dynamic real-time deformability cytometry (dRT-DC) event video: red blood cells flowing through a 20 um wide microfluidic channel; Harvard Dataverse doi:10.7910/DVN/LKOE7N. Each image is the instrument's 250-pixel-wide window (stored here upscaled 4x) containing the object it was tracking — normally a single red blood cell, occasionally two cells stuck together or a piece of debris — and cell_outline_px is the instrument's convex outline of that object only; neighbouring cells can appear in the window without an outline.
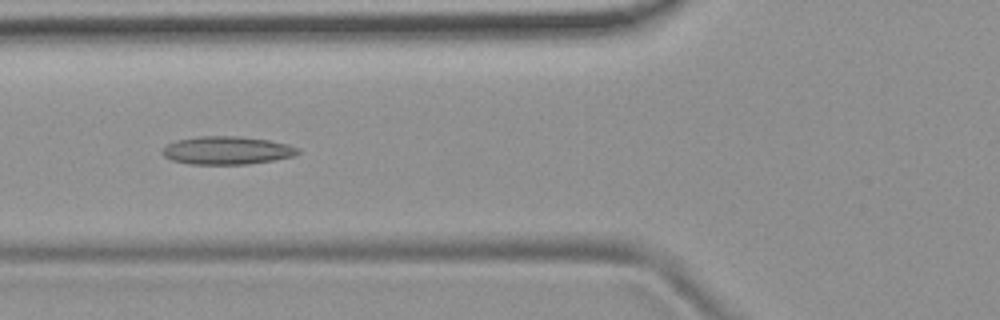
{"species": "common noctule bat (a hibernating species)", "species_latin": "Nyctalus noctula", "temperature_condition": "room temperature", "stored_images_in_passage": 43, "camera_frame_rate_fps": 3000, "um_per_image_px": 0.085, "animal": {"sex": "female", "body_mass_g": 19.9}, "frame": {"image": 1, "passage_image": 10, "time_ms": 3.0, "image_size_px": [1000, 320], "cell_outline_px": [[300, 152], [292, 156], [272, 160], [248, 164], [192, 164], [172, 160], [164, 156], [160, 152], [168, 144], [176, 140], [200, 136], [240, 136], [268, 140], [288, 144], [300, 148]], "centroid_in_image_um": [19.29, 12.78], "position_along_channel_um": 106.5, "area_um2": 22.08}}
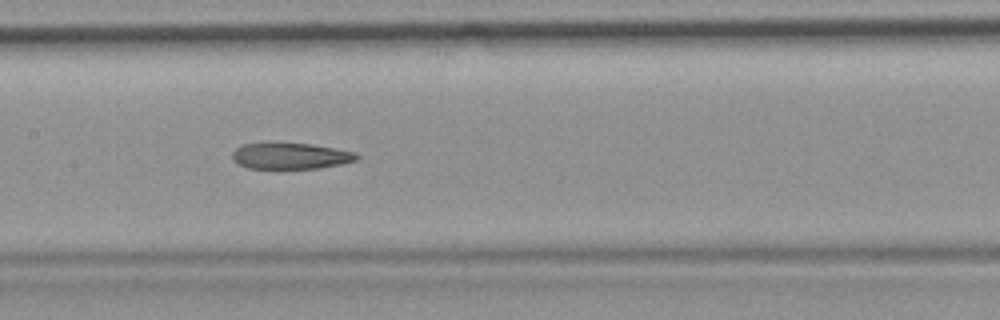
{"frame": {"image": 2, "passage_image": 16, "time_ms": 5.0, "image_size_px": [1000, 320], "cell_outline_px": [[360, 156], [356, 160], [344, 164], [320, 168], [276, 172], [248, 168], [232, 160], [232, 152], [236, 148], [244, 144], [264, 140], [312, 144], [356, 152]], "centroid_in_image_um": [24.63, 13.27], "position_along_channel_um": 182.8, "area_um2": 20.75}}
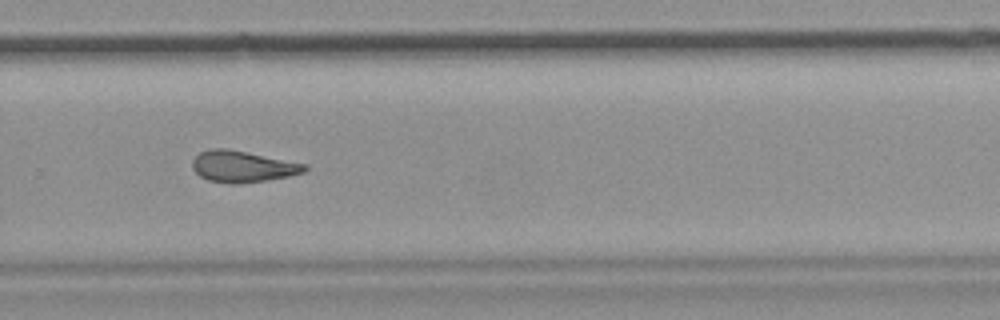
{"frame": {"image": 3, "passage_image": 26, "time_ms": 8.333, "image_size_px": [1000, 320], "cell_outline_px": [[308, 168], [304, 172], [288, 176], [264, 180], [236, 184], [228, 184], [208, 180], [200, 176], [192, 168], [192, 160], [200, 152], [208, 148], [224, 148], [308, 164]], "centroid_in_image_um": [20.59, 14.15], "position_along_channel_um": 309.2, "area_um2": 20.4}, "authors_computed_cell_mechanics": {"area_um2": 20.808, "velocity_mm_per_s": 3.8153, "shape_relaxation_time_tau1_ms": null, "shape_relaxation_time_tau2_ms": 4.4072, "deformation_change_tau1": null, "deformation_change_tau2": 0.1411}}